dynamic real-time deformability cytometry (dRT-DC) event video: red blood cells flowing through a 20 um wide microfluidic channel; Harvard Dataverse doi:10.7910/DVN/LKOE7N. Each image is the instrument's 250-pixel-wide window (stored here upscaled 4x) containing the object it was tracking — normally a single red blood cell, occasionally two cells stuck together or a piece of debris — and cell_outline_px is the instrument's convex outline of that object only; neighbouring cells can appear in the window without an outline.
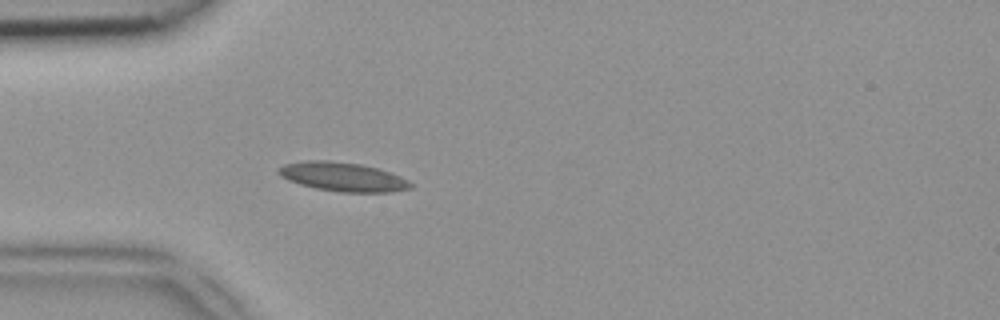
{"species": "common noctule bat (a hibernating species)", "species_latin": "Nyctalus noctula", "temperature_condition": "room temperature", "stored_images_in_passage": 41, "camera_frame_rate_fps": 3000, "um_per_image_px": 0.085, "animal": {"sex": "female", "body_mass_g": 18.4}, "frame": {"image": 1, "passage_image": 9, "time_ms": 2.667, "image_size_px": [1000, 320], "cell_outline_px": [[412, 188], [392, 192], [340, 192], [316, 188], [300, 184], [288, 180], [280, 176], [276, 172], [284, 164], [304, 160], [328, 160], [360, 164], [376, 168], [400, 176], [408, 180], [412, 184]], "centroid_in_image_um": [29.12, 15.03], "position_along_channel_um": 55.9, "area_um2": 22.25}}
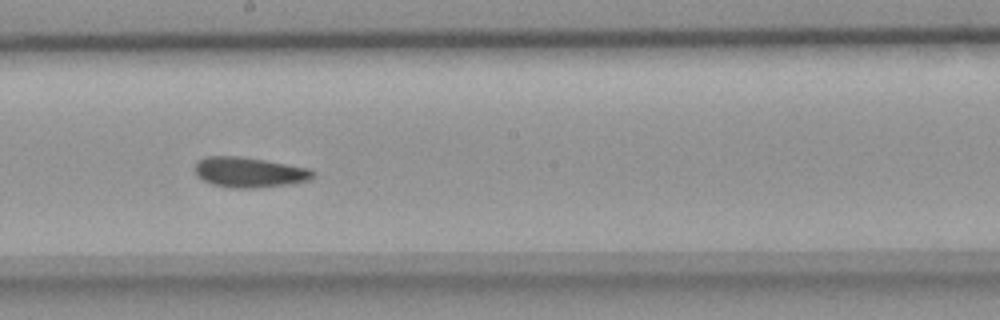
{"frame": {"image": 2, "passage_image": 22, "time_ms": 7.0, "image_size_px": [1000, 320], "cell_outline_px": [[316, 172], [308, 180], [292, 184], [252, 188], [232, 188], [212, 184], [196, 176], [196, 160], [204, 156], [236, 156], [264, 160], [312, 168]], "centroid_in_image_um": [21.19, 14.64], "position_along_channel_um": 227.0, "area_um2": 20.87}}
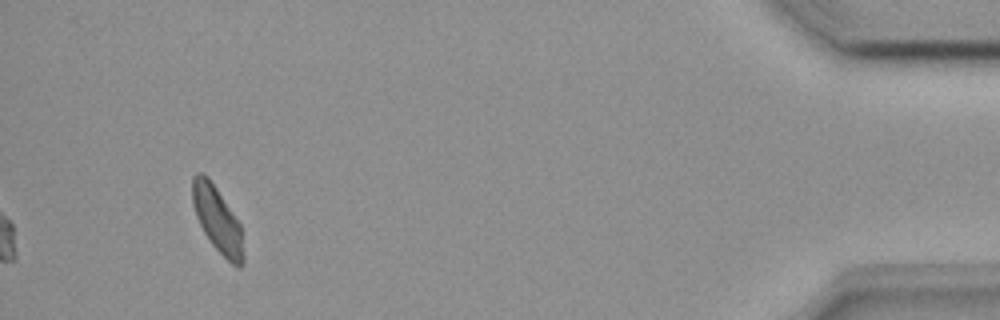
{"frame": {"image": 3, "passage_image": 41, "time_ms": 13.333, "image_size_px": [1000, 320], "cell_outline_px": [[244, 264], [232, 264], [212, 244], [204, 232], [196, 216], [192, 204], [192, 176], [196, 172], [204, 172], [208, 176], [240, 224], [244, 252]], "centroid_in_image_um": [18.45, 18.61], "position_along_channel_um": 416.7, "area_um2": 19.25}}